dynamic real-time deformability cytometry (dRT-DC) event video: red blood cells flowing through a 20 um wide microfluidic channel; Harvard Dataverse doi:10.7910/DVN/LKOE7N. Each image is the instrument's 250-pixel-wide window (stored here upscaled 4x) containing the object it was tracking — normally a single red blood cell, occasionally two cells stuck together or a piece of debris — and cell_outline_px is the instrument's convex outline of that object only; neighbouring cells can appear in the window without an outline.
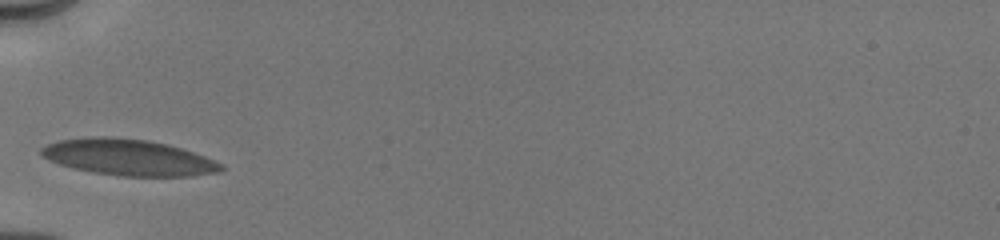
{"species": "human", "species_latin": "Homo sapiens", "temperature_condition": "cold", "stored_images_in_passage": 13, "camera_frame_rate_fps": 3000, "um_per_image_px": 0.085, "donor": {"sex": "male"}, "frame": {"image": 1, "passage_image": 1, "time_ms": 0.0, "image_size_px": [1000, 240], "cell_outline_px": [[224, 168], [220, 172], [188, 176], [120, 176], [92, 172], [72, 168], [48, 160], [40, 152], [40, 148], [48, 144], [60, 140], [88, 136], [112, 136], [148, 140], [168, 144], [204, 156], [224, 164]], "centroid_in_image_um": [10.91, 13.37], "position_along_channel_um": 74.1, "area_um2": 38.03}}
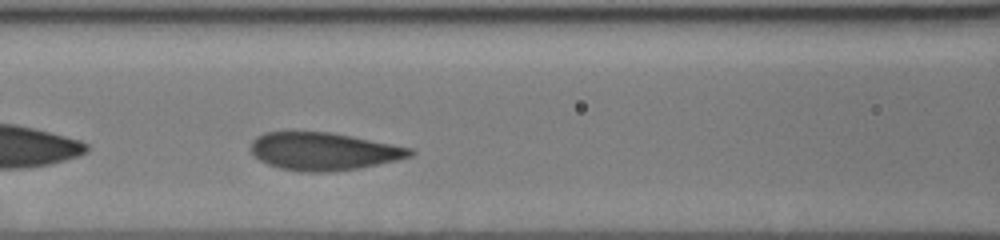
{"frame": {"image": 2, "passage_image": 8, "time_ms": 1.667, "image_size_px": [1000, 240], "cell_outline_px": [[416, 152], [412, 156], [396, 160], [360, 168], [332, 172], [300, 172], [280, 168], [268, 164], [260, 160], [252, 152], [252, 140], [256, 136], [264, 132], [332, 132], [412, 148]], "centroid_in_image_um": [27.52, 12.87], "position_along_channel_um": 139.1, "area_um2": 35.03}}
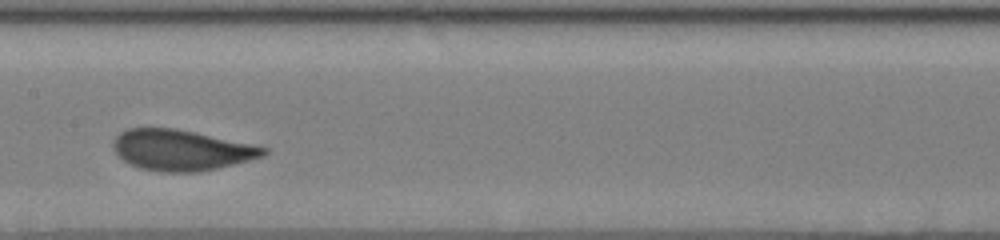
{"frame": {"image": 3, "passage_image": 11, "time_ms": 3.0, "image_size_px": [1000, 240], "cell_outline_px": [[268, 152], [264, 156], [236, 164], [220, 168], [200, 172], [160, 172], [140, 168], [124, 160], [116, 152], [112, 144], [116, 136], [120, 132], [128, 128], [176, 128], [196, 132], [252, 144], [268, 148]], "centroid_in_image_um": [15.44, 12.76], "position_along_channel_um": 192.0, "area_um2": 35.78}}